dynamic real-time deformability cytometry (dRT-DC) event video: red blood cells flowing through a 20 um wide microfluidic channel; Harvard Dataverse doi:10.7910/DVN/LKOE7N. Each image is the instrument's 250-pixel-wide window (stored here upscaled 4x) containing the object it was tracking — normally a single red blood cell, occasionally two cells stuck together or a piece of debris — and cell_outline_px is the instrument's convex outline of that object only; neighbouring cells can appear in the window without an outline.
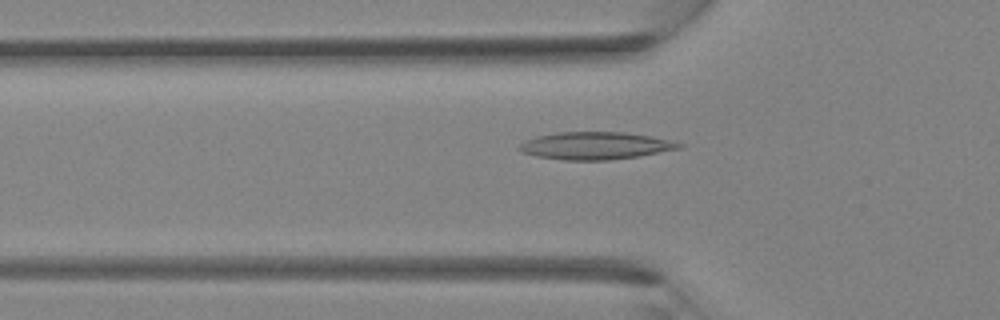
{"species": "Egyptian fruit bat (a non-hibernating species)", "species_latin": "Rousettus aegyptiacus", "temperature_condition": "room temperature", "stored_images_in_passage": 37, "camera_frame_rate_fps": 3000, "um_per_image_px": 0.085, "animal": {"sex": "female"}, "frame": {"image": 1, "passage_image": 12, "time_ms": 3.667, "image_size_px": [1000, 320], "cell_outline_px": [[684, 144], [680, 148], [640, 156], [608, 160], [564, 160], [536, 156], [524, 152], [516, 148], [520, 144], [536, 136], [556, 132], [624, 132], [652, 136]], "centroid_in_image_um": [50.6, 12.38], "position_along_channel_um": 75.2, "area_um2": 25.43}}
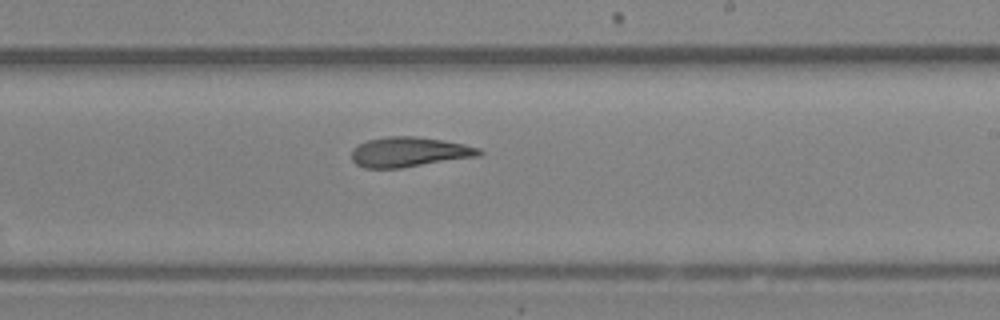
{"frame": {"image": 2, "passage_image": 22, "time_ms": 7.0, "image_size_px": [1000, 320], "cell_outline_px": [[484, 152], [480, 156], [400, 168], [364, 168], [356, 164], [352, 160], [352, 148], [368, 140], [388, 136], [416, 136], [464, 144], [480, 148]], "centroid_in_image_um": [34.79, 12.92], "position_along_channel_um": 254.2, "area_um2": 22.2}}
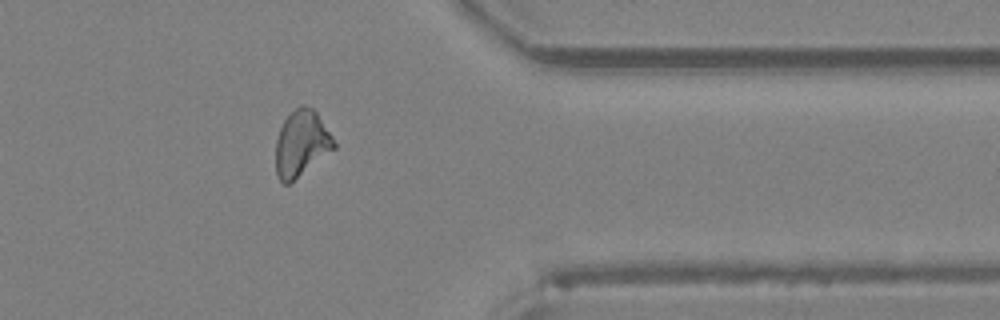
{"frame": {"image": 3, "passage_image": 30, "time_ms": 9.667, "image_size_px": [1000, 320], "cell_outline_px": [[336, 148], [288, 184], [284, 184], [276, 176], [276, 140], [280, 128], [284, 120], [300, 104], [304, 104], [312, 108], [316, 112], [332, 136], [336, 144]], "centroid_in_image_um": [25.61, 12.19], "position_along_channel_um": 385.8, "area_um2": 22.2}}